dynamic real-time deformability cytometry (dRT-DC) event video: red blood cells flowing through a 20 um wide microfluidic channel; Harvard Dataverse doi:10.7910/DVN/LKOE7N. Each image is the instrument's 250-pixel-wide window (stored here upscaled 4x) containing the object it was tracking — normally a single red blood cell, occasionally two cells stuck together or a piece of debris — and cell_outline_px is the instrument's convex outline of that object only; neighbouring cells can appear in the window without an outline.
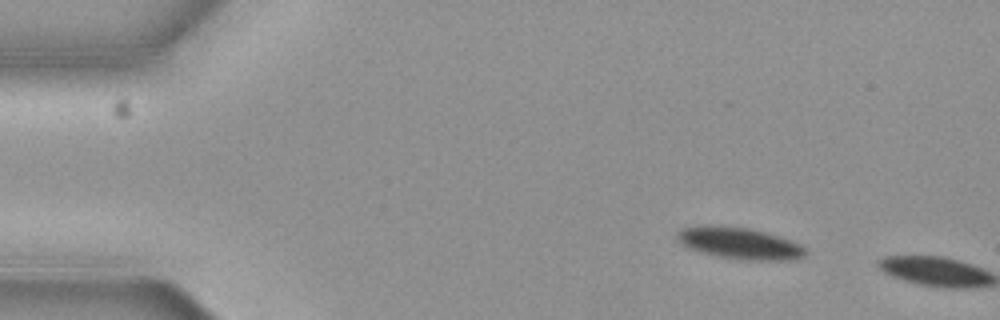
{"species": "common noctule bat (a hibernating species)", "species_latin": "Nyctalus noctula", "temperature_condition": "cold", "stored_images_in_passage": 7, "camera_frame_rate_fps": 3000, "um_per_image_px": 0.085, "animal": {"sex": "female", "body_mass_g": 19.3, "forearm_length_mm": 54.1}, "frame": {"image": 1, "passage_image": 2, "time_ms": 0.333, "image_size_px": [1000, 320], "cell_outline_px": [[808, 252], [804, 256], [796, 260], [740, 260], [716, 256], [700, 252], [688, 248], [676, 240], [676, 236], [680, 228], [748, 228], [764, 232], [792, 240], [800, 244]], "centroid_in_image_um": [62.94, 20.74], "position_along_channel_um": 22.1, "area_um2": 23.0}}